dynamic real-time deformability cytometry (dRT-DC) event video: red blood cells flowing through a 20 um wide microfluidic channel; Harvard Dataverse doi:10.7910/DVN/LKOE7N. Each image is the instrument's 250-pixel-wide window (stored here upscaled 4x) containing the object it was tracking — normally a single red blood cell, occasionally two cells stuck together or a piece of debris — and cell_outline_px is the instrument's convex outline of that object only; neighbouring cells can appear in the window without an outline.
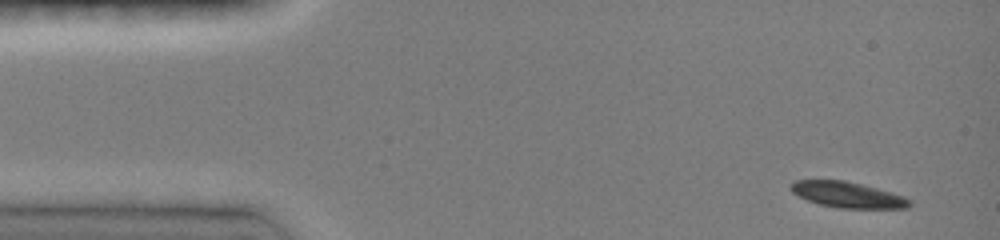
{"species": "common noctule bat (a hibernating species)", "species_latin": "Nyctalus noctula", "temperature_condition": "room temperature", "stored_images_in_passage": 5, "camera_frame_rate_fps": 3000, "um_per_image_px": 0.085, "animal": {"sex": "female", "body_mass_g": 19.0, "forearm_length_mm": 51.5}, "frame": {"image": 1, "passage_image": 1, "time_ms": 0.0, "image_size_px": [1000, 240], "cell_outline_px": [[912, 204], [908, 208], [836, 208], [820, 204], [808, 200], [792, 192], [788, 188], [796, 180], [844, 180], [892, 192], [904, 196], [912, 200]], "centroid_in_image_um": [72.08, 16.56], "position_along_channel_um": 12.9, "area_um2": 17.8}}
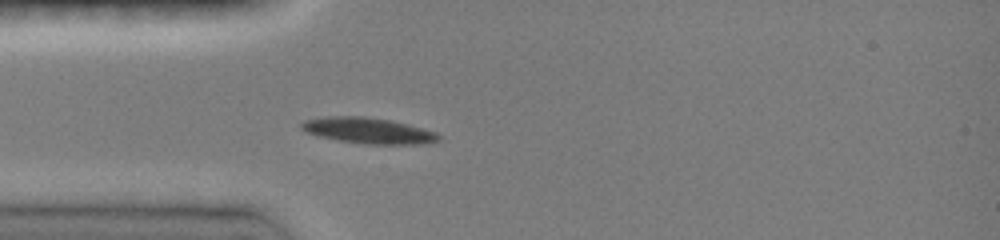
{"frame": {"image": 2, "passage_image": 5, "time_ms": 3.333, "image_size_px": [1000, 240], "cell_outline_px": [[440, 140], [428, 144], [368, 144], [336, 140], [316, 136], [300, 128], [300, 124], [304, 120], [324, 116], [364, 116], [388, 120], [436, 132], [440, 136]], "centroid_in_image_um": [31.26, 11.11], "position_along_channel_um": 53.7, "area_um2": 20.63}}